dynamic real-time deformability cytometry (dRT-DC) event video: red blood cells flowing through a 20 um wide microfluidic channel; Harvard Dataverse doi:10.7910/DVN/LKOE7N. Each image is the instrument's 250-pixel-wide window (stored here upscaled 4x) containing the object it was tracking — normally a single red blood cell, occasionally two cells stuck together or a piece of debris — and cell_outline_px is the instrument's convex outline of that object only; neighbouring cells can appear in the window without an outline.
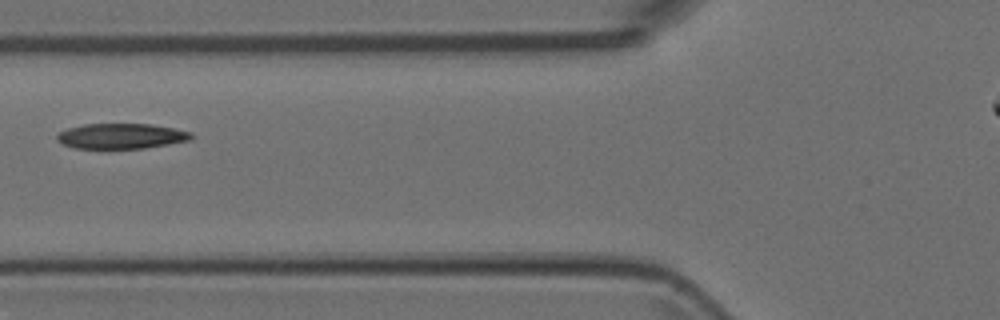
{"species": "Egyptian fruit bat (a non-hibernating species)", "species_latin": "Rousettus aegyptiacus", "temperature_condition": "room temperature", "stored_images_in_passage": 5, "camera_frame_rate_fps": 3000, "um_per_image_px": 0.085, "animal": {"sex": "female"}, "frame": {"image": 1, "passage_image": 5, "time_ms": 1.333, "image_size_px": [1000, 320], "cell_outline_px": [[196, 136], [192, 140], [144, 148], [72, 148], [56, 140], [56, 132], [68, 128], [84, 124], [152, 124], [192, 132]], "centroid_in_image_um": [10.31, 11.56], "position_along_channel_um": 115.5, "area_um2": 19.94}}